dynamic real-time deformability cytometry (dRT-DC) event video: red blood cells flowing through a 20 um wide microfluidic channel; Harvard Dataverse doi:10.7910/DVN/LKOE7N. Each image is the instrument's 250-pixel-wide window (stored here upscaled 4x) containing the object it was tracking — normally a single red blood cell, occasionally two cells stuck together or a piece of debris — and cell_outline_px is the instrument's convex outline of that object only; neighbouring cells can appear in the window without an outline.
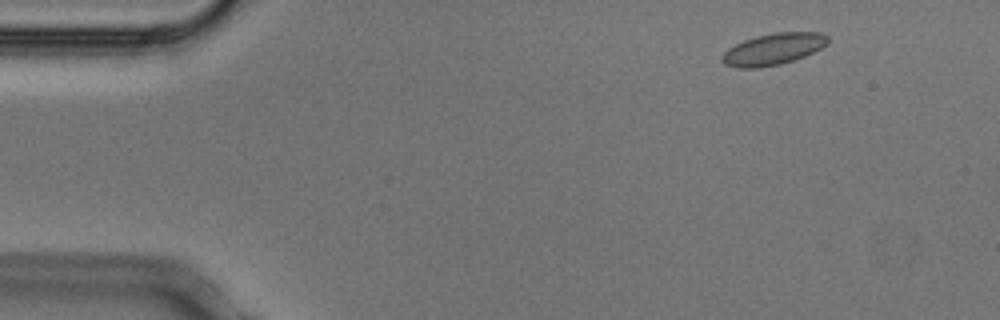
{"species": "Egyptian fruit bat (a non-hibernating species)", "species_latin": "Rousettus aegyptiacus", "temperature_condition": "cold", "stored_images_in_passage": 6, "camera_frame_rate_fps": 3000, "um_per_image_px": 0.085, "animal": {"sex": "male"}, "frame": {"image": 1, "passage_image": 1, "time_ms": 0.0, "image_size_px": [1000, 320], "cell_outline_px": [[828, 44], [804, 56], [780, 64], [760, 68], [736, 68], [724, 64], [720, 60], [720, 56], [728, 48], [744, 40], [756, 36], [776, 32], [820, 32], [828, 36]], "centroid_in_image_um": [65.69, 4.18], "position_along_channel_um": 19.3, "area_um2": 19.48}}
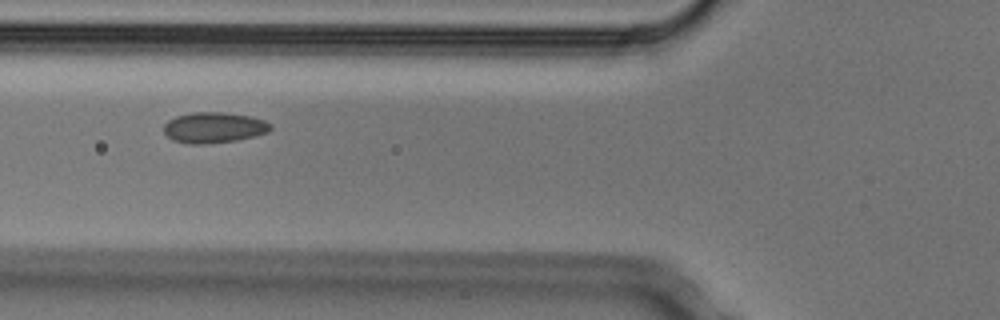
{"frame": {"image": 2, "passage_image": 4, "time_ms": 1.0, "image_size_px": [1000, 320], "cell_outline_px": [[272, 128], [268, 132], [256, 136], [236, 140], [208, 144], [188, 144], [172, 140], [164, 132], [164, 124], [168, 120], [176, 116], [192, 112], [224, 112], [252, 116], [264, 120], [272, 124]], "centroid_in_image_um": [18.2, 10.84], "position_along_channel_um": 107.6, "area_um2": 19.36}}
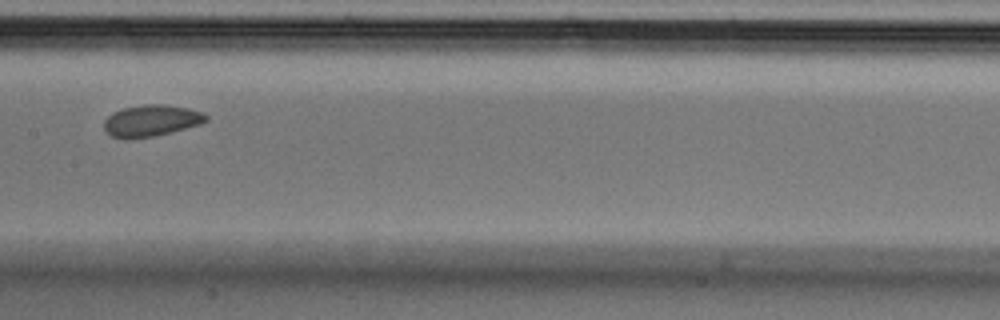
{"frame": {"image": 3, "passage_image": 6, "time_ms": 1.667, "image_size_px": [1000, 320], "cell_outline_px": [[208, 120], [200, 124], [152, 136], [112, 136], [104, 128], [104, 120], [112, 112], [124, 108], [144, 104], [164, 104], [188, 108], [204, 112], [208, 116]], "centroid_in_image_um": [12.9, 10.2], "position_along_channel_um": 194.5, "area_um2": 18.09}}